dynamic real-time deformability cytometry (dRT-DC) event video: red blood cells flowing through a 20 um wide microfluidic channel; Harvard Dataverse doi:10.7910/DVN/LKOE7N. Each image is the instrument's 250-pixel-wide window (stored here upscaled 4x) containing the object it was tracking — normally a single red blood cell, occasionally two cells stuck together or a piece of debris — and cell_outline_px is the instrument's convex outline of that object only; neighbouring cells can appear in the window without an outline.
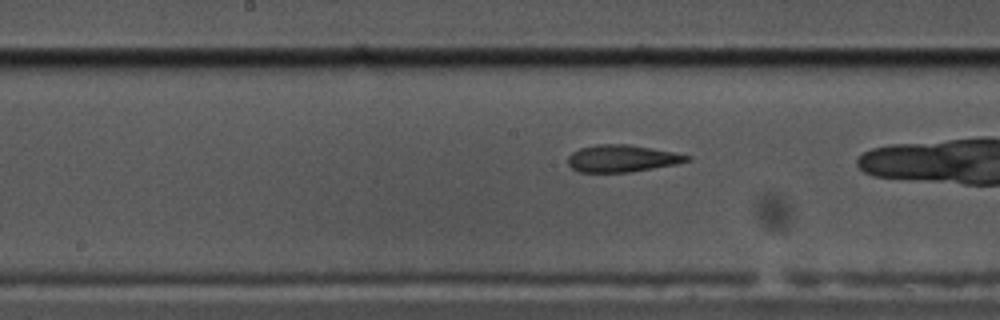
{"species": "common noctule bat (a hibernating species)", "species_latin": "Nyctalus noctula", "temperature_condition": "cold", "stored_images_in_passage": 37, "camera_frame_rate_fps": 3000, "um_per_image_px": 0.085, "animal": {"sex": "male", "body_mass_g": 17.5, "forearm_length_mm": 52.3}, "frame": {"image": 1, "passage_image": 22, "time_ms": 7.0, "image_size_px": [1000, 320], "cell_outline_px": [[692, 160], [676, 164], [632, 172], [580, 172], [572, 168], [568, 164], [568, 156], [572, 152], [580, 148], [596, 144], [628, 144], [672, 152], [692, 156]], "centroid_in_image_um": [52.87, 13.47], "position_along_channel_um": 195.3, "area_um2": 18.79}}